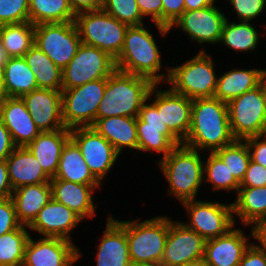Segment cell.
Wrapping results in <instances>:
<instances>
[{
    "mask_svg": "<svg viewBox=\"0 0 266 266\" xmlns=\"http://www.w3.org/2000/svg\"><path fill=\"white\" fill-rule=\"evenodd\" d=\"M234 140L226 102L215 97L192 100L191 125L182 144L198 151L215 152Z\"/></svg>",
    "mask_w": 266,
    "mask_h": 266,
    "instance_id": "6da1fadb",
    "label": "cell"
},
{
    "mask_svg": "<svg viewBox=\"0 0 266 266\" xmlns=\"http://www.w3.org/2000/svg\"><path fill=\"white\" fill-rule=\"evenodd\" d=\"M154 85L148 78L116 69L107 78L97 119L115 116L137 118L142 105L152 96Z\"/></svg>",
    "mask_w": 266,
    "mask_h": 266,
    "instance_id": "7a4b0ae2",
    "label": "cell"
},
{
    "mask_svg": "<svg viewBox=\"0 0 266 266\" xmlns=\"http://www.w3.org/2000/svg\"><path fill=\"white\" fill-rule=\"evenodd\" d=\"M115 66L117 70L148 78L157 85L163 80L166 82L165 74H159L162 69L159 48L153 35L143 25L127 28Z\"/></svg>",
    "mask_w": 266,
    "mask_h": 266,
    "instance_id": "3957f363",
    "label": "cell"
},
{
    "mask_svg": "<svg viewBox=\"0 0 266 266\" xmlns=\"http://www.w3.org/2000/svg\"><path fill=\"white\" fill-rule=\"evenodd\" d=\"M169 184V194L181 203L196 199L204 181V162L198 150L184 144L177 145L158 162Z\"/></svg>",
    "mask_w": 266,
    "mask_h": 266,
    "instance_id": "277c9868",
    "label": "cell"
},
{
    "mask_svg": "<svg viewBox=\"0 0 266 266\" xmlns=\"http://www.w3.org/2000/svg\"><path fill=\"white\" fill-rule=\"evenodd\" d=\"M214 60L200 50L196 56L182 65L171 67L166 73L170 89L191 100L214 97L218 78L214 71Z\"/></svg>",
    "mask_w": 266,
    "mask_h": 266,
    "instance_id": "5b68a950",
    "label": "cell"
},
{
    "mask_svg": "<svg viewBox=\"0 0 266 266\" xmlns=\"http://www.w3.org/2000/svg\"><path fill=\"white\" fill-rule=\"evenodd\" d=\"M169 231V217L157 216L143 222L126 221L131 264L160 265Z\"/></svg>",
    "mask_w": 266,
    "mask_h": 266,
    "instance_id": "8992f818",
    "label": "cell"
},
{
    "mask_svg": "<svg viewBox=\"0 0 266 266\" xmlns=\"http://www.w3.org/2000/svg\"><path fill=\"white\" fill-rule=\"evenodd\" d=\"M75 25L83 44L97 47L116 59L122 51L129 27L103 9L76 14Z\"/></svg>",
    "mask_w": 266,
    "mask_h": 266,
    "instance_id": "52a82bcc",
    "label": "cell"
},
{
    "mask_svg": "<svg viewBox=\"0 0 266 266\" xmlns=\"http://www.w3.org/2000/svg\"><path fill=\"white\" fill-rule=\"evenodd\" d=\"M235 140L266 135V98L260 84L227 103Z\"/></svg>",
    "mask_w": 266,
    "mask_h": 266,
    "instance_id": "ba28073f",
    "label": "cell"
},
{
    "mask_svg": "<svg viewBox=\"0 0 266 266\" xmlns=\"http://www.w3.org/2000/svg\"><path fill=\"white\" fill-rule=\"evenodd\" d=\"M107 78L62 89V119L67 129L92 127L104 96Z\"/></svg>",
    "mask_w": 266,
    "mask_h": 266,
    "instance_id": "9c48e42d",
    "label": "cell"
},
{
    "mask_svg": "<svg viewBox=\"0 0 266 266\" xmlns=\"http://www.w3.org/2000/svg\"><path fill=\"white\" fill-rule=\"evenodd\" d=\"M82 44L75 22H54L35 25L34 45L60 69H64Z\"/></svg>",
    "mask_w": 266,
    "mask_h": 266,
    "instance_id": "30bf717a",
    "label": "cell"
},
{
    "mask_svg": "<svg viewBox=\"0 0 266 266\" xmlns=\"http://www.w3.org/2000/svg\"><path fill=\"white\" fill-rule=\"evenodd\" d=\"M115 70V59L107 52L82 43L75 56L62 70V89H71L93 80L108 78Z\"/></svg>",
    "mask_w": 266,
    "mask_h": 266,
    "instance_id": "8fae6325",
    "label": "cell"
},
{
    "mask_svg": "<svg viewBox=\"0 0 266 266\" xmlns=\"http://www.w3.org/2000/svg\"><path fill=\"white\" fill-rule=\"evenodd\" d=\"M190 214V222L184 223L206 241L227 234L235 226L231 204L188 200L182 203Z\"/></svg>",
    "mask_w": 266,
    "mask_h": 266,
    "instance_id": "7c38bea8",
    "label": "cell"
},
{
    "mask_svg": "<svg viewBox=\"0 0 266 266\" xmlns=\"http://www.w3.org/2000/svg\"><path fill=\"white\" fill-rule=\"evenodd\" d=\"M70 138L79 147L84 161L92 174L101 182L120 154L93 127L71 129Z\"/></svg>",
    "mask_w": 266,
    "mask_h": 266,
    "instance_id": "4fadbf2b",
    "label": "cell"
},
{
    "mask_svg": "<svg viewBox=\"0 0 266 266\" xmlns=\"http://www.w3.org/2000/svg\"><path fill=\"white\" fill-rule=\"evenodd\" d=\"M206 240L183 222L169 218V231L161 266H182L204 257Z\"/></svg>",
    "mask_w": 266,
    "mask_h": 266,
    "instance_id": "5bb4252c",
    "label": "cell"
},
{
    "mask_svg": "<svg viewBox=\"0 0 266 266\" xmlns=\"http://www.w3.org/2000/svg\"><path fill=\"white\" fill-rule=\"evenodd\" d=\"M226 19L225 14L213 4L201 9L184 11L169 29L180 27L189 35L191 41L199 44L220 43Z\"/></svg>",
    "mask_w": 266,
    "mask_h": 266,
    "instance_id": "9a60e30c",
    "label": "cell"
},
{
    "mask_svg": "<svg viewBox=\"0 0 266 266\" xmlns=\"http://www.w3.org/2000/svg\"><path fill=\"white\" fill-rule=\"evenodd\" d=\"M81 257L72 241L44 237L37 241L29 238L23 266H73Z\"/></svg>",
    "mask_w": 266,
    "mask_h": 266,
    "instance_id": "2e32d148",
    "label": "cell"
},
{
    "mask_svg": "<svg viewBox=\"0 0 266 266\" xmlns=\"http://www.w3.org/2000/svg\"><path fill=\"white\" fill-rule=\"evenodd\" d=\"M21 98L40 132L66 128L62 119V90L38 88Z\"/></svg>",
    "mask_w": 266,
    "mask_h": 266,
    "instance_id": "e0dca14e",
    "label": "cell"
},
{
    "mask_svg": "<svg viewBox=\"0 0 266 266\" xmlns=\"http://www.w3.org/2000/svg\"><path fill=\"white\" fill-rule=\"evenodd\" d=\"M152 94L156 95L152 104L161 111L162 121L183 142L191 125L192 100L173 92L170 88L164 91L158 90L157 84L153 86Z\"/></svg>",
    "mask_w": 266,
    "mask_h": 266,
    "instance_id": "ac0fdd59",
    "label": "cell"
},
{
    "mask_svg": "<svg viewBox=\"0 0 266 266\" xmlns=\"http://www.w3.org/2000/svg\"><path fill=\"white\" fill-rule=\"evenodd\" d=\"M0 120L10 132L16 147L30 144L41 132L20 97H4L0 101Z\"/></svg>",
    "mask_w": 266,
    "mask_h": 266,
    "instance_id": "d6986e66",
    "label": "cell"
},
{
    "mask_svg": "<svg viewBox=\"0 0 266 266\" xmlns=\"http://www.w3.org/2000/svg\"><path fill=\"white\" fill-rule=\"evenodd\" d=\"M81 220L67 206L51 198L27 228L40 233L44 237L72 241L69 234Z\"/></svg>",
    "mask_w": 266,
    "mask_h": 266,
    "instance_id": "ffe728a7",
    "label": "cell"
},
{
    "mask_svg": "<svg viewBox=\"0 0 266 266\" xmlns=\"http://www.w3.org/2000/svg\"><path fill=\"white\" fill-rule=\"evenodd\" d=\"M107 224L98 245L96 266H131L126 221L107 218Z\"/></svg>",
    "mask_w": 266,
    "mask_h": 266,
    "instance_id": "44dd1931",
    "label": "cell"
},
{
    "mask_svg": "<svg viewBox=\"0 0 266 266\" xmlns=\"http://www.w3.org/2000/svg\"><path fill=\"white\" fill-rule=\"evenodd\" d=\"M240 229L205 242L204 259L208 266H238L245 251L252 244Z\"/></svg>",
    "mask_w": 266,
    "mask_h": 266,
    "instance_id": "7402d4cb",
    "label": "cell"
},
{
    "mask_svg": "<svg viewBox=\"0 0 266 266\" xmlns=\"http://www.w3.org/2000/svg\"><path fill=\"white\" fill-rule=\"evenodd\" d=\"M50 185L54 200L67 206L82 220L94 217L93 192L100 185H85L61 179H51Z\"/></svg>",
    "mask_w": 266,
    "mask_h": 266,
    "instance_id": "603a6c76",
    "label": "cell"
},
{
    "mask_svg": "<svg viewBox=\"0 0 266 266\" xmlns=\"http://www.w3.org/2000/svg\"><path fill=\"white\" fill-rule=\"evenodd\" d=\"M6 164L13 190L26 185L50 183L52 179L26 146L15 147L6 158Z\"/></svg>",
    "mask_w": 266,
    "mask_h": 266,
    "instance_id": "cb8c5ba5",
    "label": "cell"
},
{
    "mask_svg": "<svg viewBox=\"0 0 266 266\" xmlns=\"http://www.w3.org/2000/svg\"><path fill=\"white\" fill-rule=\"evenodd\" d=\"M70 139V129L41 132L26 147L36 157L43 170L53 178L57 172L63 147Z\"/></svg>",
    "mask_w": 266,
    "mask_h": 266,
    "instance_id": "d4e9b609",
    "label": "cell"
},
{
    "mask_svg": "<svg viewBox=\"0 0 266 266\" xmlns=\"http://www.w3.org/2000/svg\"><path fill=\"white\" fill-rule=\"evenodd\" d=\"M19 223L29 226L52 198L50 183L26 185L13 190L11 196Z\"/></svg>",
    "mask_w": 266,
    "mask_h": 266,
    "instance_id": "484cf974",
    "label": "cell"
},
{
    "mask_svg": "<svg viewBox=\"0 0 266 266\" xmlns=\"http://www.w3.org/2000/svg\"><path fill=\"white\" fill-rule=\"evenodd\" d=\"M105 137L120 154L124 147L138 151L136 118L115 116L96 119L92 126Z\"/></svg>",
    "mask_w": 266,
    "mask_h": 266,
    "instance_id": "4316f807",
    "label": "cell"
},
{
    "mask_svg": "<svg viewBox=\"0 0 266 266\" xmlns=\"http://www.w3.org/2000/svg\"><path fill=\"white\" fill-rule=\"evenodd\" d=\"M52 179H61L85 185H100L84 161L79 147L70 138L63 147L59 165Z\"/></svg>",
    "mask_w": 266,
    "mask_h": 266,
    "instance_id": "83f0119b",
    "label": "cell"
},
{
    "mask_svg": "<svg viewBox=\"0 0 266 266\" xmlns=\"http://www.w3.org/2000/svg\"><path fill=\"white\" fill-rule=\"evenodd\" d=\"M233 215L239 217L243 225L254 226L266 219V186L240 187L237 199L232 203Z\"/></svg>",
    "mask_w": 266,
    "mask_h": 266,
    "instance_id": "f1b7e54d",
    "label": "cell"
},
{
    "mask_svg": "<svg viewBox=\"0 0 266 266\" xmlns=\"http://www.w3.org/2000/svg\"><path fill=\"white\" fill-rule=\"evenodd\" d=\"M261 69H233L218 76L214 97L228 103L260 84Z\"/></svg>",
    "mask_w": 266,
    "mask_h": 266,
    "instance_id": "f546056e",
    "label": "cell"
},
{
    "mask_svg": "<svg viewBox=\"0 0 266 266\" xmlns=\"http://www.w3.org/2000/svg\"><path fill=\"white\" fill-rule=\"evenodd\" d=\"M4 88L6 97H22L38 89L35 75L24 57H10L4 66Z\"/></svg>",
    "mask_w": 266,
    "mask_h": 266,
    "instance_id": "4dcf8cb0",
    "label": "cell"
},
{
    "mask_svg": "<svg viewBox=\"0 0 266 266\" xmlns=\"http://www.w3.org/2000/svg\"><path fill=\"white\" fill-rule=\"evenodd\" d=\"M24 58L35 75L38 88L62 90V69L33 45Z\"/></svg>",
    "mask_w": 266,
    "mask_h": 266,
    "instance_id": "1f68e13d",
    "label": "cell"
},
{
    "mask_svg": "<svg viewBox=\"0 0 266 266\" xmlns=\"http://www.w3.org/2000/svg\"><path fill=\"white\" fill-rule=\"evenodd\" d=\"M75 16L68 0H29V21L33 25L74 22Z\"/></svg>",
    "mask_w": 266,
    "mask_h": 266,
    "instance_id": "d6a6232c",
    "label": "cell"
},
{
    "mask_svg": "<svg viewBox=\"0 0 266 266\" xmlns=\"http://www.w3.org/2000/svg\"><path fill=\"white\" fill-rule=\"evenodd\" d=\"M35 25L30 21L4 24L0 29V41L9 57H24L34 45Z\"/></svg>",
    "mask_w": 266,
    "mask_h": 266,
    "instance_id": "836d02e7",
    "label": "cell"
},
{
    "mask_svg": "<svg viewBox=\"0 0 266 266\" xmlns=\"http://www.w3.org/2000/svg\"><path fill=\"white\" fill-rule=\"evenodd\" d=\"M138 151L163 153L166 157L182 142L169 129L143 128V121L136 118Z\"/></svg>",
    "mask_w": 266,
    "mask_h": 266,
    "instance_id": "e575fe53",
    "label": "cell"
},
{
    "mask_svg": "<svg viewBox=\"0 0 266 266\" xmlns=\"http://www.w3.org/2000/svg\"><path fill=\"white\" fill-rule=\"evenodd\" d=\"M220 42L235 51H252L257 48L259 33L249 22L236 23L226 19Z\"/></svg>",
    "mask_w": 266,
    "mask_h": 266,
    "instance_id": "d590c367",
    "label": "cell"
},
{
    "mask_svg": "<svg viewBox=\"0 0 266 266\" xmlns=\"http://www.w3.org/2000/svg\"><path fill=\"white\" fill-rule=\"evenodd\" d=\"M26 227L20 225L0 236V266L23 265L25 248L31 237Z\"/></svg>",
    "mask_w": 266,
    "mask_h": 266,
    "instance_id": "8d00e7d4",
    "label": "cell"
},
{
    "mask_svg": "<svg viewBox=\"0 0 266 266\" xmlns=\"http://www.w3.org/2000/svg\"><path fill=\"white\" fill-rule=\"evenodd\" d=\"M215 153L224 161L230 172L241 182L251 161V154L245 140H234Z\"/></svg>",
    "mask_w": 266,
    "mask_h": 266,
    "instance_id": "74e56055",
    "label": "cell"
},
{
    "mask_svg": "<svg viewBox=\"0 0 266 266\" xmlns=\"http://www.w3.org/2000/svg\"><path fill=\"white\" fill-rule=\"evenodd\" d=\"M204 163L203 174H206V181L212 184L213 190H235L238 192L240 182L230 172L224 161L215 153L210 152Z\"/></svg>",
    "mask_w": 266,
    "mask_h": 266,
    "instance_id": "f35d334b",
    "label": "cell"
},
{
    "mask_svg": "<svg viewBox=\"0 0 266 266\" xmlns=\"http://www.w3.org/2000/svg\"><path fill=\"white\" fill-rule=\"evenodd\" d=\"M102 9L128 26L144 24V18L136 0H103Z\"/></svg>",
    "mask_w": 266,
    "mask_h": 266,
    "instance_id": "ab89813d",
    "label": "cell"
},
{
    "mask_svg": "<svg viewBox=\"0 0 266 266\" xmlns=\"http://www.w3.org/2000/svg\"><path fill=\"white\" fill-rule=\"evenodd\" d=\"M29 22V0H0V25Z\"/></svg>",
    "mask_w": 266,
    "mask_h": 266,
    "instance_id": "60d3db41",
    "label": "cell"
},
{
    "mask_svg": "<svg viewBox=\"0 0 266 266\" xmlns=\"http://www.w3.org/2000/svg\"><path fill=\"white\" fill-rule=\"evenodd\" d=\"M239 21L250 22L262 14L266 0H229Z\"/></svg>",
    "mask_w": 266,
    "mask_h": 266,
    "instance_id": "b9f144b4",
    "label": "cell"
},
{
    "mask_svg": "<svg viewBox=\"0 0 266 266\" xmlns=\"http://www.w3.org/2000/svg\"><path fill=\"white\" fill-rule=\"evenodd\" d=\"M142 17L151 16L161 35L170 33V29L162 25V0H136Z\"/></svg>",
    "mask_w": 266,
    "mask_h": 266,
    "instance_id": "7bdbcfd3",
    "label": "cell"
},
{
    "mask_svg": "<svg viewBox=\"0 0 266 266\" xmlns=\"http://www.w3.org/2000/svg\"><path fill=\"white\" fill-rule=\"evenodd\" d=\"M20 225L12 198L0 200V236L17 229Z\"/></svg>",
    "mask_w": 266,
    "mask_h": 266,
    "instance_id": "ee69618b",
    "label": "cell"
},
{
    "mask_svg": "<svg viewBox=\"0 0 266 266\" xmlns=\"http://www.w3.org/2000/svg\"><path fill=\"white\" fill-rule=\"evenodd\" d=\"M266 186V167L250 161L240 187H262Z\"/></svg>",
    "mask_w": 266,
    "mask_h": 266,
    "instance_id": "f6af8a7d",
    "label": "cell"
},
{
    "mask_svg": "<svg viewBox=\"0 0 266 266\" xmlns=\"http://www.w3.org/2000/svg\"><path fill=\"white\" fill-rule=\"evenodd\" d=\"M138 118L143 121V128L168 129L161 119V111L151 103H144L139 111Z\"/></svg>",
    "mask_w": 266,
    "mask_h": 266,
    "instance_id": "bcb514c9",
    "label": "cell"
},
{
    "mask_svg": "<svg viewBox=\"0 0 266 266\" xmlns=\"http://www.w3.org/2000/svg\"><path fill=\"white\" fill-rule=\"evenodd\" d=\"M184 11V0H162V25L170 28Z\"/></svg>",
    "mask_w": 266,
    "mask_h": 266,
    "instance_id": "7dc6e473",
    "label": "cell"
},
{
    "mask_svg": "<svg viewBox=\"0 0 266 266\" xmlns=\"http://www.w3.org/2000/svg\"><path fill=\"white\" fill-rule=\"evenodd\" d=\"M245 142L249 147L251 160L266 167V135L250 137Z\"/></svg>",
    "mask_w": 266,
    "mask_h": 266,
    "instance_id": "c3c4849f",
    "label": "cell"
},
{
    "mask_svg": "<svg viewBox=\"0 0 266 266\" xmlns=\"http://www.w3.org/2000/svg\"><path fill=\"white\" fill-rule=\"evenodd\" d=\"M238 266H266V252L261 250L257 244H251Z\"/></svg>",
    "mask_w": 266,
    "mask_h": 266,
    "instance_id": "681fc988",
    "label": "cell"
},
{
    "mask_svg": "<svg viewBox=\"0 0 266 266\" xmlns=\"http://www.w3.org/2000/svg\"><path fill=\"white\" fill-rule=\"evenodd\" d=\"M15 147L9 130L0 120V161L6 160Z\"/></svg>",
    "mask_w": 266,
    "mask_h": 266,
    "instance_id": "f907efd6",
    "label": "cell"
},
{
    "mask_svg": "<svg viewBox=\"0 0 266 266\" xmlns=\"http://www.w3.org/2000/svg\"><path fill=\"white\" fill-rule=\"evenodd\" d=\"M12 194L13 189L9 181L6 160H2L0 161V200L10 198Z\"/></svg>",
    "mask_w": 266,
    "mask_h": 266,
    "instance_id": "816d5d0a",
    "label": "cell"
},
{
    "mask_svg": "<svg viewBox=\"0 0 266 266\" xmlns=\"http://www.w3.org/2000/svg\"><path fill=\"white\" fill-rule=\"evenodd\" d=\"M75 14L102 9L103 0H68Z\"/></svg>",
    "mask_w": 266,
    "mask_h": 266,
    "instance_id": "f5cc1de1",
    "label": "cell"
},
{
    "mask_svg": "<svg viewBox=\"0 0 266 266\" xmlns=\"http://www.w3.org/2000/svg\"><path fill=\"white\" fill-rule=\"evenodd\" d=\"M252 239L259 241L257 245L261 250L266 252V219L258 222L251 227Z\"/></svg>",
    "mask_w": 266,
    "mask_h": 266,
    "instance_id": "db71d44e",
    "label": "cell"
},
{
    "mask_svg": "<svg viewBox=\"0 0 266 266\" xmlns=\"http://www.w3.org/2000/svg\"><path fill=\"white\" fill-rule=\"evenodd\" d=\"M185 11L201 9L215 4V0H184Z\"/></svg>",
    "mask_w": 266,
    "mask_h": 266,
    "instance_id": "11a10c76",
    "label": "cell"
},
{
    "mask_svg": "<svg viewBox=\"0 0 266 266\" xmlns=\"http://www.w3.org/2000/svg\"><path fill=\"white\" fill-rule=\"evenodd\" d=\"M9 58L10 57L8 56L6 50L2 45V42L0 41V66L4 67L5 64L8 62Z\"/></svg>",
    "mask_w": 266,
    "mask_h": 266,
    "instance_id": "9f6ffc18",
    "label": "cell"
},
{
    "mask_svg": "<svg viewBox=\"0 0 266 266\" xmlns=\"http://www.w3.org/2000/svg\"><path fill=\"white\" fill-rule=\"evenodd\" d=\"M4 88V67L0 66V101L5 97Z\"/></svg>",
    "mask_w": 266,
    "mask_h": 266,
    "instance_id": "6f0895ef",
    "label": "cell"
},
{
    "mask_svg": "<svg viewBox=\"0 0 266 266\" xmlns=\"http://www.w3.org/2000/svg\"><path fill=\"white\" fill-rule=\"evenodd\" d=\"M182 266H208V264L206 263L204 257H201L199 259L190 261Z\"/></svg>",
    "mask_w": 266,
    "mask_h": 266,
    "instance_id": "680465c9",
    "label": "cell"
},
{
    "mask_svg": "<svg viewBox=\"0 0 266 266\" xmlns=\"http://www.w3.org/2000/svg\"><path fill=\"white\" fill-rule=\"evenodd\" d=\"M260 86L262 87L265 98H266V69H261Z\"/></svg>",
    "mask_w": 266,
    "mask_h": 266,
    "instance_id": "91938a15",
    "label": "cell"
},
{
    "mask_svg": "<svg viewBox=\"0 0 266 266\" xmlns=\"http://www.w3.org/2000/svg\"><path fill=\"white\" fill-rule=\"evenodd\" d=\"M131 266H161L156 264H131Z\"/></svg>",
    "mask_w": 266,
    "mask_h": 266,
    "instance_id": "94428289",
    "label": "cell"
}]
</instances>
